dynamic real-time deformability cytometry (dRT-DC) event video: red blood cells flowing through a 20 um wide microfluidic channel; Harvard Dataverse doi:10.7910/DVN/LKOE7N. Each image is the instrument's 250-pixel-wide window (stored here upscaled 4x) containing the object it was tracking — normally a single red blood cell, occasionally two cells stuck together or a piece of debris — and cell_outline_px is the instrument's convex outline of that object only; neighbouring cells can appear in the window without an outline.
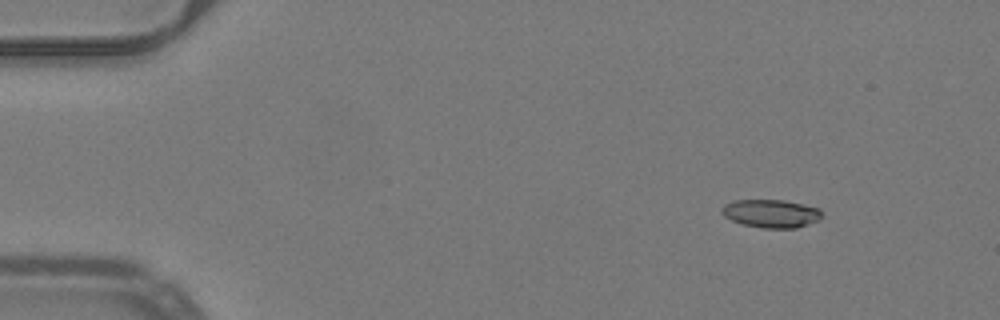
{"species": "common noctule bat (a hibernating species)", "species_latin": "Nyctalus noctula", "temperature_condition": "warm", "stored_images_in_passage": 14, "camera_frame_rate_fps": 3000, "um_per_image_px": 0.085, "animal": {"sex": "male", "body_mass_g": 19.2, "forearm_length_mm": 51.8}, "frame": {"image": 1, "passage_image": 7, "time_ms": 2.0, "image_size_px": [1000, 320], "cell_outline_px": [[820, 220], [796, 228], [760, 228], [744, 224], [732, 220], [724, 216], [720, 212], [720, 208], [724, 204], [732, 200], [784, 200], [820, 208]], "centroid_in_image_um": [65.5, 18.14], "position_along_channel_um": 19.5, "area_um2": 16.47}}